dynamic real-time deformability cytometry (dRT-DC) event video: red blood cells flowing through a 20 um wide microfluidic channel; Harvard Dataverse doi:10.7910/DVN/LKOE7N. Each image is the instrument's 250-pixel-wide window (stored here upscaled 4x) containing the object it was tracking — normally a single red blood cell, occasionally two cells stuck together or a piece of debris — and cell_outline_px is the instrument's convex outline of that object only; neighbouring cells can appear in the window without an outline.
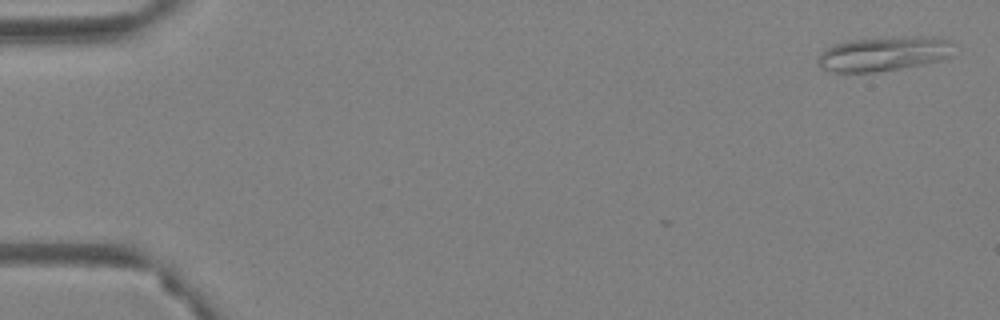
{"species": "Egyptian fruit bat (a non-hibernating species)", "species_latin": "Rousettus aegyptiacus", "temperature_condition": "warm", "stored_images_in_passage": 11, "camera_frame_rate_fps": 3000, "um_per_image_px": 0.085, "animal": {"sex": "female"}, "frame": {"image": 1, "passage_image": 2, "time_ms": 0.333, "image_size_px": [1000, 320], "cell_outline_px": [[960, 44], [952, 56], [940, 60], [900, 68], [872, 72], [836, 72], [820, 68], [816, 64], [816, 60], [828, 48], [836, 44], [848, 40], [908, 36], [924, 36], [948, 40]], "centroid_in_image_um": [75.21, 4.56], "position_along_channel_um": 9.8, "area_um2": 27.46}}